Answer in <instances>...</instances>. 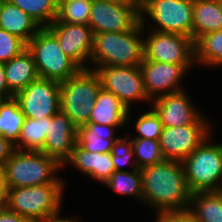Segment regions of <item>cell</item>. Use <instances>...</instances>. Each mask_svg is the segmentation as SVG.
Here are the masks:
<instances>
[{"label":"cell","mask_w":222,"mask_h":222,"mask_svg":"<svg viewBox=\"0 0 222 222\" xmlns=\"http://www.w3.org/2000/svg\"><path fill=\"white\" fill-rule=\"evenodd\" d=\"M155 222H188L192 217L188 209L181 211H158Z\"/></svg>","instance_id":"cell-35"},{"label":"cell","mask_w":222,"mask_h":222,"mask_svg":"<svg viewBox=\"0 0 222 222\" xmlns=\"http://www.w3.org/2000/svg\"><path fill=\"white\" fill-rule=\"evenodd\" d=\"M128 135L129 136H125V138L119 137L113 144L111 156L115 171H129L123 170L121 167L123 165L129 166L132 162V169H137L132 148V138L130 137V134Z\"/></svg>","instance_id":"cell-33"},{"label":"cell","mask_w":222,"mask_h":222,"mask_svg":"<svg viewBox=\"0 0 222 222\" xmlns=\"http://www.w3.org/2000/svg\"><path fill=\"white\" fill-rule=\"evenodd\" d=\"M0 28L26 44L41 29L40 25L9 0H0Z\"/></svg>","instance_id":"cell-21"},{"label":"cell","mask_w":222,"mask_h":222,"mask_svg":"<svg viewBox=\"0 0 222 222\" xmlns=\"http://www.w3.org/2000/svg\"><path fill=\"white\" fill-rule=\"evenodd\" d=\"M210 138L182 161L191 193L222 190V143L211 144Z\"/></svg>","instance_id":"cell-7"},{"label":"cell","mask_w":222,"mask_h":222,"mask_svg":"<svg viewBox=\"0 0 222 222\" xmlns=\"http://www.w3.org/2000/svg\"><path fill=\"white\" fill-rule=\"evenodd\" d=\"M49 128V117L40 119L25 118L15 149L42 151Z\"/></svg>","instance_id":"cell-26"},{"label":"cell","mask_w":222,"mask_h":222,"mask_svg":"<svg viewBox=\"0 0 222 222\" xmlns=\"http://www.w3.org/2000/svg\"><path fill=\"white\" fill-rule=\"evenodd\" d=\"M92 0H72L58 9L53 22L88 25Z\"/></svg>","instance_id":"cell-31"},{"label":"cell","mask_w":222,"mask_h":222,"mask_svg":"<svg viewBox=\"0 0 222 222\" xmlns=\"http://www.w3.org/2000/svg\"><path fill=\"white\" fill-rule=\"evenodd\" d=\"M58 40L62 51L81 69H89L87 62L93 50L94 34L88 25L52 22L47 27Z\"/></svg>","instance_id":"cell-15"},{"label":"cell","mask_w":222,"mask_h":222,"mask_svg":"<svg viewBox=\"0 0 222 222\" xmlns=\"http://www.w3.org/2000/svg\"><path fill=\"white\" fill-rule=\"evenodd\" d=\"M98 75L101 88L113 93L127 108L132 102H149L140 66H104L89 68Z\"/></svg>","instance_id":"cell-10"},{"label":"cell","mask_w":222,"mask_h":222,"mask_svg":"<svg viewBox=\"0 0 222 222\" xmlns=\"http://www.w3.org/2000/svg\"><path fill=\"white\" fill-rule=\"evenodd\" d=\"M140 22V0H92L88 26L93 34L125 32Z\"/></svg>","instance_id":"cell-9"},{"label":"cell","mask_w":222,"mask_h":222,"mask_svg":"<svg viewBox=\"0 0 222 222\" xmlns=\"http://www.w3.org/2000/svg\"><path fill=\"white\" fill-rule=\"evenodd\" d=\"M25 116L18 101L13 97L0 104V135L12 144L18 142Z\"/></svg>","instance_id":"cell-27"},{"label":"cell","mask_w":222,"mask_h":222,"mask_svg":"<svg viewBox=\"0 0 222 222\" xmlns=\"http://www.w3.org/2000/svg\"><path fill=\"white\" fill-rule=\"evenodd\" d=\"M147 19L157 25L150 30L192 38L193 0H140L142 26H147Z\"/></svg>","instance_id":"cell-8"},{"label":"cell","mask_w":222,"mask_h":222,"mask_svg":"<svg viewBox=\"0 0 222 222\" xmlns=\"http://www.w3.org/2000/svg\"><path fill=\"white\" fill-rule=\"evenodd\" d=\"M116 128L105 124L87 123L77 128V144L88 152L107 153L112 151Z\"/></svg>","instance_id":"cell-22"},{"label":"cell","mask_w":222,"mask_h":222,"mask_svg":"<svg viewBox=\"0 0 222 222\" xmlns=\"http://www.w3.org/2000/svg\"><path fill=\"white\" fill-rule=\"evenodd\" d=\"M41 79L57 82L75 76L81 68L59 46L56 36L47 28H41L27 43Z\"/></svg>","instance_id":"cell-6"},{"label":"cell","mask_w":222,"mask_h":222,"mask_svg":"<svg viewBox=\"0 0 222 222\" xmlns=\"http://www.w3.org/2000/svg\"><path fill=\"white\" fill-rule=\"evenodd\" d=\"M195 63L205 67H222V30L208 32L195 42Z\"/></svg>","instance_id":"cell-25"},{"label":"cell","mask_w":222,"mask_h":222,"mask_svg":"<svg viewBox=\"0 0 222 222\" xmlns=\"http://www.w3.org/2000/svg\"><path fill=\"white\" fill-rule=\"evenodd\" d=\"M140 68L145 90L151 101L163 95L185 90L181 87V81L188 70L183 65L156 62L144 58Z\"/></svg>","instance_id":"cell-16"},{"label":"cell","mask_w":222,"mask_h":222,"mask_svg":"<svg viewBox=\"0 0 222 222\" xmlns=\"http://www.w3.org/2000/svg\"><path fill=\"white\" fill-rule=\"evenodd\" d=\"M144 32L145 28L139 22L125 32L94 34L92 66H140L144 59Z\"/></svg>","instance_id":"cell-2"},{"label":"cell","mask_w":222,"mask_h":222,"mask_svg":"<svg viewBox=\"0 0 222 222\" xmlns=\"http://www.w3.org/2000/svg\"><path fill=\"white\" fill-rule=\"evenodd\" d=\"M142 203L158 211H181L189 207L188 188L181 161L168 160L140 169Z\"/></svg>","instance_id":"cell-1"},{"label":"cell","mask_w":222,"mask_h":222,"mask_svg":"<svg viewBox=\"0 0 222 222\" xmlns=\"http://www.w3.org/2000/svg\"><path fill=\"white\" fill-rule=\"evenodd\" d=\"M73 165L78 168L85 177L93 178L101 181L103 184L110 178L115 171L112 162L111 152L95 153L82 149L77 143L72 150L70 158L64 163L65 165Z\"/></svg>","instance_id":"cell-18"},{"label":"cell","mask_w":222,"mask_h":222,"mask_svg":"<svg viewBox=\"0 0 222 222\" xmlns=\"http://www.w3.org/2000/svg\"><path fill=\"white\" fill-rule=\"evenodd\" d=\"M113 192L121 196H134L142 203V180L140 169L131 171H114L110 178L104 183Z\"/></svg>","instance_id":"cell-28"},{"label":"cell","mask_w":222,"mask_h":222,"mask_svg":"<svg viewBox=\"0 0 222 222\" xmlns=\"http://www.w3.org/2000/svg\"><path fill=\"white\" fill-rule=\"evenodd\" d=\"M0 95L5 99L13 98L14 96L10 93L4 70V63L0 62Z\"/></svg>","instance_id":"cell-38"},{"label":"cell","mask_w":222,"mask_h":222,"mask_svg":"<svg viewBox=\"0 0 222 222\" xmlns=\"http://www.w3.org/2000/svg\"><path fill=\"white\" fill-rule=\"evenodd\" d=\"M72 0H54V3L57 7V9H59L61 6H63L64 4L70 2Z\"/></svg>","instance_id":"cell-41"},{"label":"cell","mask_w":222,"mask_h":222,"mask_svg":"<svg viewBox=\"0 0 222 222\" xmlns=\"http://www.w3.org/2000/svg\"><path fill=\"white\" fill-rule=\"evenodd\" d=\"M63 166L41 151L15 149L3 165L5 188L32 187L49 183H65L57 171Z\"/></svg>","instance_id":"cell-3"},{"label":"cell","mask_w":222,"mask_h":222,"mask_svg":"<svg viewBox=\"0 0 222 222\" xmlns=\"http://www.w3.org/2000/svg\"><path fill=\"white\" fill-rule=\"evenodd\" d=\"M31 16L41 28L48 27L56 18L58 9L54 0H9Z\"/></svg>","instance_id":"cell-29"},{"label":"cell","mask_w":222,"mask_h":222,"mask_svg":"<svg viewBox=\"0 0 222 222\" xmlns=\"http://www.w3.org/2000/svg\"><path fill=\"white\" fill-rule=\"evenodd\" d=\"M218 30H222V0H193V41Z\"/></svg>","instance_id":"cell-23"},{"label":"cell","mask_w":222,"mask_h":222,"mask_svg":"<svg viewBox=\"0 0 222 222\" xmlns=\"http://www.w3.org/2000/svg\"><path fill=\"white\" fill-rule=\"evenodd\" d=\"M144 37L146 60L183 65L188 71L195 64V47L192 38L176 33L148 31Z\"/></svg>","instance_id":"cell-11"},{"label":"cell","mask_w":222,"mask_h":222,"mask_svg":"<svg viewBox=\"0 0 222 222\" xmlns=\"http://www.w3.org/2000/svg\"><path fill=\"white\" fill-rule=\"evenodd\" d=\"M14 98L25 118L52 117L60 110V82L38 78Z\"/></svg>","instance_id":"cell-12"},{"label":"cell","mask_w":222,"mask_h":222,"mask_svg":"<svg viewBox=\"0 0 222 222\" xmlns=\"http://www.w3.org/2000/svg\"><path fill=\"white\" fill-rule=\"evenodd\" d=\"M26 48L23 40L0 28V62H9Z\"/></svg>","instance_id":"cell-34"},{"label":"cell","mask_w":222,"mask_h":222,"mask_svg":"<svg viewBox=\"0 0 222 222\" xmlns=\"http://www.w3.org/2000/svg\"><path fill=\"white\" fill-rule=\"evenodd\" d=\"M188 210L197 222H222V190L192 193Z\"/></svg>","instance_id":"cell-24"},{"label":"cell","mask_w":222,"mask_h":222,"mask_svg":"<svg viewBox=\"0 0 222 222\" xmlns=\"http://www.w3.org/2000/svg\"><path fill=\"white\" fill-rule=\"evenodd\" d=\"M76 143L77 127L65 113L59 110L49 117V128L41 152L55 158L63 166Z\"/></svg>","instance_id":"cell-17"},{"label":"cell","mask_w":222,"mask_h":222,"mask_svg":"<svg viewBox=\"0 0 222 222\" xmlns=\"http://www.w3.org/2000/svg\"><path fill=\"white\" fill-rule=\"evenodd\" d=\"M4 70L9 91L13 96L40 78L32 53L27 48L4 63Z\"/></svg>","instance_id":"cell-20"},{"label":"cell","mask_w":222,"mask_h":222,"mask_svg":"<svg viewBox=\"0 0 222 222\" xmlns=\"http://www.w3.org/2000/svg\"><path fill=\"white\" fill-rule=\"evenodd\" d=\"M0 222H30L26 217L10 211L5 205L0 206Z\"/></svg>","instance_id":"cell-37"},{"label":"cell","mask_w":222,"mask_h":222,"mask_svg":"<svg viewBox=\"0 0 222 222\" xmlns=\"http://www.w3.org/2000/svg\"><path fill=\"white\" fill-rule=\"evenodd\" d=\"M6 188L4 184L3 166H0V206L5 203Z\"/></svg>","instance_id":"cell-40"},{"label":"cell","mask_w":222,"mask_h":222,"mask_svg":"<svg viewBox=\"0 0 222 222\" xmlns=\"http://www.w3.org/2000/svg\"><path fill=\"white\" fill-rule=\"evenodd\" d=\"M132 148L138 169L151 166L165 160L159 140L132 138Z\"/></svg>","instance_id":"cell-30"},{"label":"cell","mask_w":222,"mask_h":222,"mask_svg":"<svg viewBox=\"0 0 222 222\" xmlns=\"http://www.w3.org/2000/svg\"><path fill=\"white\" fill-rule=\"evenodd\" d=\"M186 89L172 94L163 95L151 101V108L155 111L163 127H177L188 124H210L196 107ZM190 98V99H189ZM191 101V102H190Z\"/></svg>","instance_id":"cell-14"},{"label":"cell","mask_w":222,"mask_h":222,"mask_svg":"<svg viewBox=\"0 0 222 222\" xmlns=\"http://www.w3.org/2000/svg\"><path fill=\"white\" fill-rule=\"evenodd\" d=\"M65 183L6 188L4 205L13 212L38 222L61 210Z\"/></svg>","instance_id":"cell-4"},{"label":"cell","mask_w":222,"mask_h":222,"mask_svg":"<svg viewBox=\"0 0 222 222\" xmlns=\"http://www.w3.org/2000/svg\"><path fill=\"white\" fill-rule=\"evenodd\" d=\"M14 150V144L0 135V166L5 164V162L11 157Z\"/></svg>","instance_id":"cell-36"},{"label":"cell","mask_w":222,"mask_h":222,"mask_svg":"<svg viewBox=\"0 0 222 222\" xmlns=\"http://www.w3.org/2000/svg\"><path fill=\"white\" fill-rule=\"evenodd\" d=\"M101 82L94 70L81 69L75 76L60 82V111L78 128L89 121Z\"/></svg>","instance_id":"cell-5"},{"label":"cell","mask_w":222,"mask_h":222,"mask_svg":"<svg viewBox=\"0 0 222 222\" xmlns=\"http://www.w3.org/2000/svg\"><path fill=\"white\" fill-rule=\"evenodd\" d=\"M130 111L113 93L101 88L91 110L88 123L121 128L129 124V119L131 120Z\"/></svg>","instance_id":"cell-19"},{"label":"cell","mask_w":222,"mask_h":222,"mask_svg":"<svg viewBox=\"0 0 222 222\" xmlns=\"http://www.w3.org/2000/svg\"><path fill=\"white\" fill-rule=\"evenodd\" d=\"M4 97L0 95V104L4 101Z\"/></svg>","instance_id":"cell-42"},{"label":"cell","mask_w":222,"mask_h":222,"mask_svg":"<svg viewBox=\"0 0 222 222\" xmlns=\"http://www.w3.org/2000/svg\"><path fill=\"white\" fill-rule=\"evenodd\" d=\"M135 122L136 133L139 134L134 138L159 140L163 124L152 108L141 114Z\"/></svg>","instance_id":"cell-32"},{"label":"cell","mask_w":222,"mask_h":222,"mask_svg":"<svg viewBox=\"0 0 222 222\" xmlns=\"http://www.w3.org/2000/svg\"><path fill=\"white\" fill-rule=\"evenodd\" d=\"M60 212H61V210H59L57 213H54V214H51V215L45 217L44 219H42L38 222H81L77 217L62 218V217H60L61 216Z\"/></svg>","instance_id":"cell-39"},{"label":"cell","mask_w":222,"mask_h":222,"mask_svg":"<svg viewBox=\"0 0 222 222\" xmlns=\"http://www.w3.org/2000/svg\"><path fill=\"white\" fill-rule=\"evenodd\" d=\"M188 222H197L193 218H191Z\"/></svg>","instance_id":"cell-43"},{"label":"cell","mask_w":222,"mask_h":222,"mask_svg":"<svg viewBox=\"0 0 222 222\" xmlns=\"http://www.w3.org/2000/svg\"><path fill=\"white\" fill-rule=\"evenodd\" d=\"M211 124L163 127L159 144L165 159L183 161L211 135Z\"/></svg>","instance_id":"cell-13"}]
</instances>
